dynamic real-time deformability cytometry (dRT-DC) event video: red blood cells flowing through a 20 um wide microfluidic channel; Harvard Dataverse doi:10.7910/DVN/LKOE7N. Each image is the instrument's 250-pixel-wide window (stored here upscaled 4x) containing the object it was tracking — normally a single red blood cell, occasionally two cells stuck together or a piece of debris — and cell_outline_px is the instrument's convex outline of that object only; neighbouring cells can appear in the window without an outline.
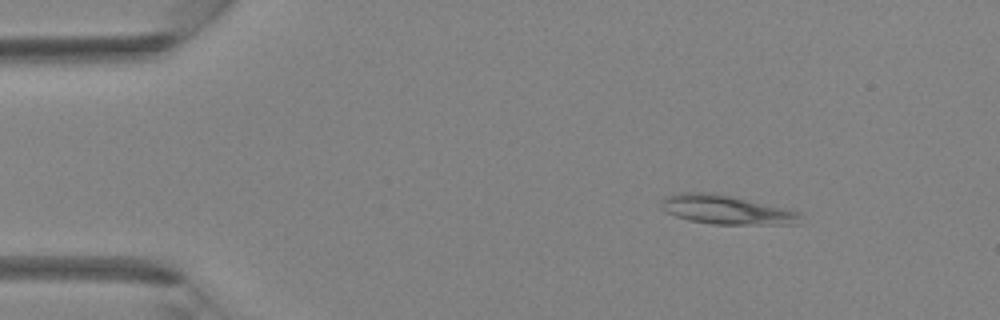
{"species": "Egyptian fruit bat (a non-hibernating species)", "species_latin": "Rousettus aegyptiacus", "temperature_condition": "room temperature", "stored_images_in_passage": 41, "segment_of_instrument_passage": [1, 2], "camera_frame_rate_fps": 3000, "um_per_image_px": 0.085, "animal": {"sex": "female"}, "frame": {"image": 1, "passage_image": 5, "time_ms": 1.333, "image_size_px": [1000, 320], "cell_outline_px": [[800, 224], [712, 224], [688, 220], [676, 216], [660, 208], [660, 200], [664, 196], [680, 192], [712, 192], [736, 196], [800, 212]], "centroid_in_image_um": [61.7, 17.81], "position_along_channel_um": 23.3, "area_um2": 23.81}}
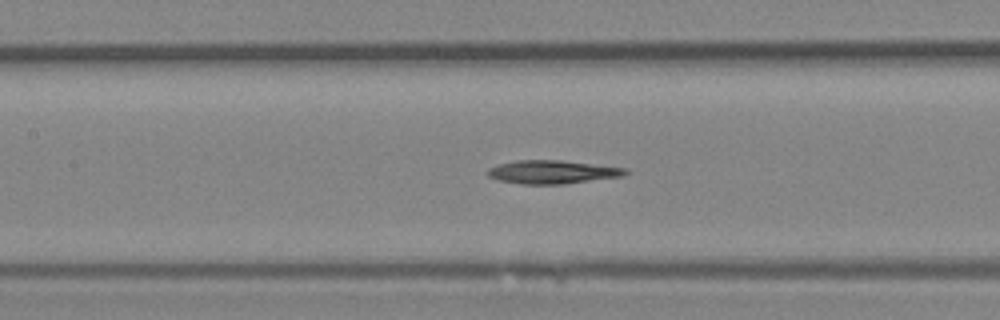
{"frame": {"image": 2, "passage_image": 18, "time_ms": 5.667, "image_size_px": [1000, 320], "cell_outline_px": [[632, 172], [624, 176], [564, 184], [520, 184], [496, 180], [488, 176], [484, 172], [488, 168], [500, 164], [516, 160], [560, 160], [628, 168]], "centroid_in_image_um": [46.96, 14.62], "position_along_channel_um": 160.4, "area_um2": 19.07}}
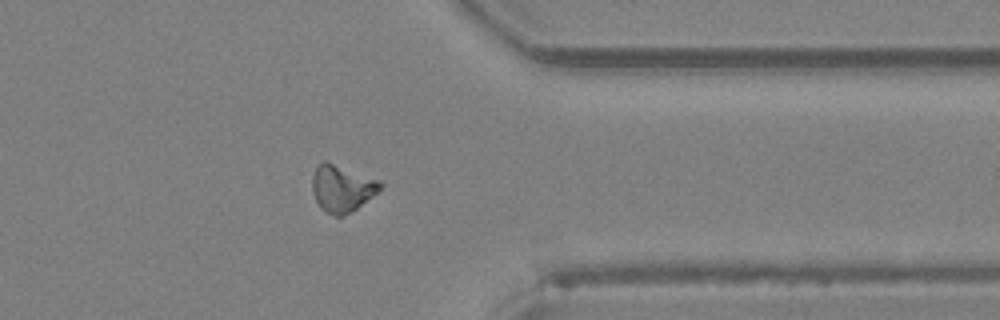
{"frame": {"image": 3, "passage_image": 32, "time_ms": 10.333, "image_size_px": [1000, 320], "cell_outline_px": [[384, 184], [376, 192], [352, 212], [344, 216], [336, 216], [320, 208], [312, 192], [312, 176], [316, 168], [324, 160], [380, 180]], "centroid_in_image_um": [29.05, 16.01], "position_along_channel_um": 382.4, "area_um2": 18.32}}